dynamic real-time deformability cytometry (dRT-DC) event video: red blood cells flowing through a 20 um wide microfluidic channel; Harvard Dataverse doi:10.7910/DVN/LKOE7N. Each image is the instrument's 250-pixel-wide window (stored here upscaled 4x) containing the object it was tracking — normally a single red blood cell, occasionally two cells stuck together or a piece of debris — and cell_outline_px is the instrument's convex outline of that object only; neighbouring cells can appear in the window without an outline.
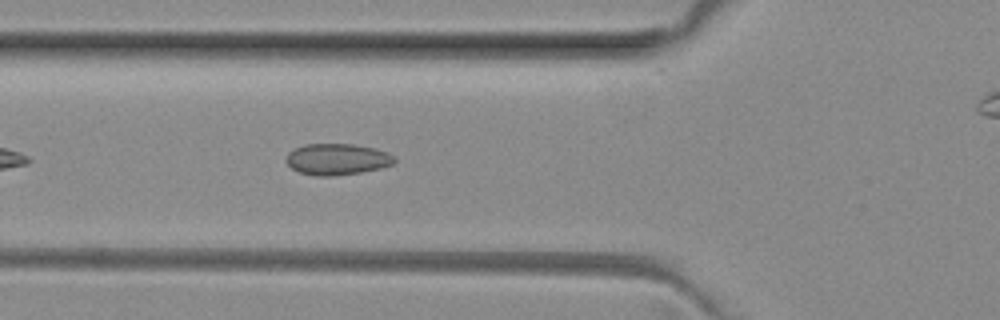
{"species": "common noctule bat (a hibernating species)", "species_latin": "Nyctalus noctula", "temperature_condition": "room temperature", "stored_images_in_passage": 39, "camera_frame_rate_fps": 3000, "um_per_image_px": 0.085, "animal": {"sex": "female", "body_mass_g": 29.2, "forearm_length_mm": 56.3}, "frame": {"image": 1, "passage_image": 6, "time_ms": 1.667, "image_size_px": [1000, 320], "cell_outline_px": [[396, 160], [392, 164], [380, 168], [360, 172], [332, 176], [316, 176], [300, 172], [292, 168], [284, 160], [288, 152], [292, 148], [304, 144], [352, 144], [376, 148], [388, 152], [396, 156]], "centroid_in_image_um": [28.64, 13.52], "position_along_channel_um": 97.2, "area_um2": 19.94}}
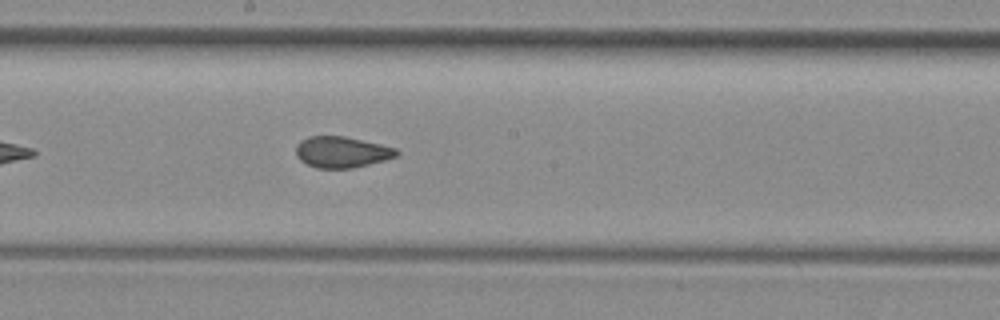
{"frame": {"image": 2, "passage_image": 15, "time_ms": 4.667, "image_size_px": [1000, 320], "cell_outline_px": [[400, 152], [396, 156], [384, 160], [352, 168], [316, 168], [300, 160], [296, 156], [296, 144], [300, 140], [308, 136], [344, 136], [380, 144], [396, 148]], "centroid_in_image_um": [29.02, 12.92], "position_along_channel_um": 219.2, "area_um2": 18.21}}
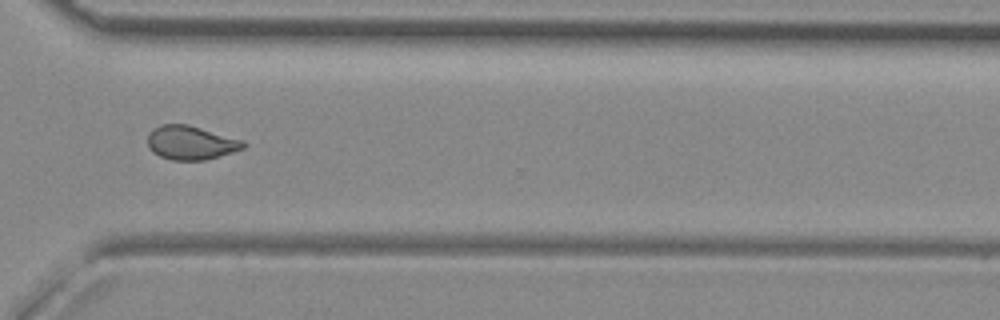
{"frame": {"image": 3, "passage_image": 25, "time_ms": 8.0, "image_size_px": [1000, 320], "cell_outline_px": [[248, 144], [244, 148], [232, 152], [204, 160], [172, 160], [160, 156], [152, 152], [148, 148], [148, 136], [160, 124], [188, 124], [244, 140]], "centroid_in_image_um": [16.25, 12.13], "position_along_channel_um": 354.4, "area_um2": 18.84}, "authors_computed_cell_mechanics": {"area_um2": 18.7272, "velocity_mm_per_s": 4.0504, "shape_relaxation_time_tau1_ms": null, "shape_relaxation_time_tau2_ms": 1.272, "deformation_change_tau1": null, "deformation_change_tau2": 0.0435}}